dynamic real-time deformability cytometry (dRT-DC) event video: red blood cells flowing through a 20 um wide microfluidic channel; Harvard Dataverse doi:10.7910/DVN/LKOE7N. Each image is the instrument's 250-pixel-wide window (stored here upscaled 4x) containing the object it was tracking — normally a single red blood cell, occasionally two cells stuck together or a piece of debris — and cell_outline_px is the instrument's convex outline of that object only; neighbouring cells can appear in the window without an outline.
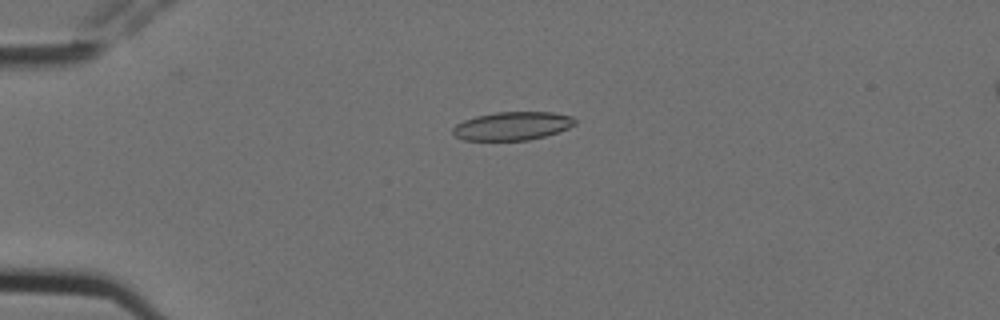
{"species": "Egyptian fruit bat (a non-hibernating species)", "species_latin": "Rousettus aegyptiacus", "temperature_condition": "cold", "stored_images_in_passage": 5, "camera_frame_rate_fps": 3000, "um_per_image_px": 0.085, "animal": {"sex": "female"}, "frame": {"image": 1, "passage_image": 4, "time_ms": 1.0, "image_size_px": [1000, 320], "cell_outline_px": [[576, 124], [568, 128], [544, 136], [528, 140], [464, 140], [456, 136], [452, 132], [452, 128], [456, 124], [464, 120], [476, 116], [496, 112], [552, 112], [572, 116], [576, 120]], "centroid_in_image_um": [43.55, 10.7], "position_along_channel_um": 41.5, "area_um2": 20.11}}